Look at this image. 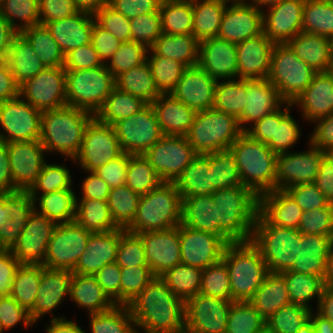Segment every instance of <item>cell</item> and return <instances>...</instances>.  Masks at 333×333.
<instances>
[{
    "label": "cell",
    "mask_w": 333,
    "mask_h": 333,
    "mask_svg": "<svg viewBox=\"0 0 333 333\" xmlns=\"http://www.w3.org/2000/svg\"><path fill=\"white\" fill-rule=\"evenodd\" d=\"M136 327L151 332L185 331V301L175 295L160 276L127 305Z\"/></svg>",
    "instance_id": "1"
},
{
    "label": "cell",
    "mask_w": 333,
    "mask_h": 333,
    "mask_svg": "<svg viewBox=\"0 0 333 333\" xmlns=\"http://www.w3.org/2000/svg\"><path fill=\"white\" fill-rule=\"evenodd\" d=\"M212 198L220 237L227 244L251 241L259 213V196L249 187L237 185L216 190Z\"/></svg>",
    "instance_id": "2"
},
{
    "label": "cell",
    "mask_w": 333,
    "mask_h": 333,
    "mask_svg": "<svg viewBox=\"0 0 333 333\" xmlns=\"http://www.w3.org/2000/svg\"><path fill=\"white\" fill-rule=\"evenodd\" d=\"M94 117L89 111L68 105L42 111L39 140L46 152L55 150L74 160L85 129Z\"/></svg>",
    "instance_id": "3"
},
{
    "label": "cell",
    "mask_w": 333,
    "mask_h": 333,
    "mask_svg": "<svg viewBox=\"0 0 333 333\" xmlns=\"http://www.w3.org/2000/svg\"><path fill=\"white\" fill-rule=\"evenodd\" d=\"M239 169L242 185L258 196L276 189L277 155L243 132L229 148Z\"/></svg>",
    "instance_id": "4"
},
{
    "label": "cell",
    "mask_w": 333,
    "mask_h": 333,
    "mask_svg": "<svg viewBox=\"0 0 333 333\" xmlns=\"http://www.w3.org/2000/svg\"><path fill=\"white\" fill-rule=\"evenodd\" d=\"M222 261L228 269L232 301H249L269 273L259 249L251 241L228 243Z\"/></svg>",
    "instance_id": "5"
},
{
    "label": "cell",
    "mask_w": 333,
    "mask_h": 333,
    "mask_svg": "<svg viewBox=\"0 0 333 333\" xmlns=\"http://www.w3.org/2000/svg\"><path fill=\"white\" fill-rule=\"evenodd\" d=\"M182 221V198L174 183L162 182L140 195L137 214L126 229L135 234L175 228Z\"/></svg>",
    "instance_id": "6"
},
{
    "label": "cell",
    "mask_w": 333,
    "mask_h": 333,
    "mask_svg": "<svg viewBox=\"0 0 333 333\" xmlns=\"http://www.w3.org/2000/svg\"><path fill=\"white\" fill-rule=\"evenodd\" d=\"M251 242L259 249L268 271L282 273L289 271L298 259L300 232L271 225L258 213Z\"/></svg>",
    "instance_id": "7"
},
{
    "label": "cell",
    "mask_w": 333,
    "mask_h": 333,
    "mask_svg": "<svg viewBox=\"0 0 333 333\" xmlns=\"http://www.w3.org/2000/svg\"><path fill=\"white\" fill-rule=\"evenodd\" d=\"M243 133L238 119L212 109L198 111L186 135L197 154L229 149Z\"/></svg>",
    "instance_id": "8"
},
{
    "label": "cell",
    "mask_w": 333,
    "mask_h": 333,
    "mask_svg": "<svg viewBox=\"0 0 333 333\" xmlns=\"http://www.w3.org/2000/svg\"><path fill=\"white\" fill-rule=\"evenodd\" d=\"M115 88V77L106 64L86 70L66 71L67 105L96 113Z\"/></svg>",
    "instance_id": "9"
},
{
    "label": "cell",
    "mask_w": 333,
    "mask_h": 333,
    "mask_svg": "<svg viewBox=\"0 0 333 333\" xmlns=\"http://www.w3.org/2000/svg\"><path fill=\"white\" fill-rule=\"evenodd\" d=\"M316 73L287 44H274L268 80L277 88L285 103H294Z\"/></svg>",
    "instance_id": "10"
},
{
    "label": "cell",
    "mask_w": 333,
    "mask_h": 333,
    "mask_svg": "<svg viewBox=\"0 0 333 333\" xmlns=\"http://www.w3.org/2000/svg\"><path fill=\"white\" fill-rule=\"evenodd\" d=\"M113 128L122 151L131 155L144 154L164 136L151 104L118 121Z\"/></svg>",
    "instance_id": "11"
},
{
    "label": "cell",
    "mask_w": 333,
    "mask_h": 333,
    "mask_svg": "<svg viewBox=\"0 0 333 333\" xmlns=\"http://www.w3.org/2000/svg\"><path fill=\"white\" fill-rule=\"evenodd\" d=\"M143 155L162 182L174 183L197 153L186 136L164 135Z\"/></svg>",
    "instance_id": "12"
},
{
    "label": "cell",
    "mask_w": 333,
    "mask_h": 333,
    "mask_svg": "<svg viewBox=\"0 0 333 333\" xmlns=\"http://www.w3.org/2000/svg\"><path fill=\"white\" fill-rule=\"evenodd\" d=\"M91 234L76 221L57 224L43 265L49 269L73 271Z\"/></svg>",
    "instance_id": "13"
},
{
    "label": "cell",
    "mask_w": 333,
    "mask_h": 333,
    "mask_svg": "<svg viewBox=\"0 0 333 333\" xmlns=\"http://www.w3.org/2000/svg\"><path fill=\"white\" fill-rule=\"evenodd\" d=\"M122 153L113 126L101 123L94 117L85 129L81 148L74 160L79 159L85 171L94 172Z\"/></svg>",
    "instance_id": "14"
},
{
    "label": "cell",
    "mask_w": 333,
    "mask_h": 333,
    "mask_svg": "<svg viewBox=\"0 0 333 333\" xmlns=\"http://www.w3.org/2000/svg\"><path fill=\"white\" fill-rule=\"evenodd\" d=\"M19 95L25 96L26 102L40 111L67 105L66 70L64 67H45L20 85Z\"/></svg>",
    "instance_id": "15"
},
{
    "label": "cell",
    "mask_w": 333,
    "mask_h": 333,
    "mask_svg": "<svg viewBox=\"0 0 333 333\" xmlns=\"http://www.w3.org/2000/svg\"><path fill=\"white\" fill-rule=\"evenodd\" d=\"M234 301L201 293L185 301V331L188 333H226L227 318Z\"/></svg>",
    "instance_id": "16"
},
{
    "label": "cell",
    "mask_w": 333,
    "mask_h": 333,
    "mask_svg": "<svg viewBox=\"0 0 333 333\" xmlns=\"http://www.w3.org/2000/svg\"><path fill=\"white\" fill-rule=\"evenodd\" d=\"M17 98L0 102V124L5 132L0 141L5 143L39 140L42 111L29 102Z\"/></svg>",
    "instance_id": "17"
},
{
    "label": "cell",
    "mask_w": 333,
    "mask_h": 333,
    "mask_svg": "<svg viewBox=\"0 0 333 333\" xmlns=\"http://www.w3.org/2000/svg\"><path fill=\"white\" fill-rule=\"evenodd\" d=\"M181 263L204 270L222 260L227 243L219 236L179 225Z\"/></svg>",
    "instance_id": "18"
},
{
    "label": "cell",
    "mask_w": 333,
    "mask_h": 333,
    "mask_svg": "<svg viewBox=\"0 0 333 333\" xmlns=\"http://www.w3.org/2000/svg\"><path fill=\"white\" fill-rule=\"evenodd\" d=\"M57 223L35 210L11 251L20 264L43 265Z\"/></svg>",
    "instance_id": "19"
},
{
    "label": "cell",
    "mask_w": 333,
    "mask_h": 333,
    "mask_svg": "<svg viewBox=\"0 0 333 333\" xmlns=\"http://www.w3.org/2000/svg\"><path fill=\"white\" fill-rule=\"evenodd\" d=\"M13 178V192L28 191L40 175L46 152L40 140L6 143Z\"/></svg>",
    "instance_id": "20"
},
{
    "label": "cell",
    "mask_w": 333,
    "mask_h": 333,
    "mask_svg": "<svg viewBox=\"0 0 333 333\" xmlns=\"http://www.w3.org/2000/svg\"><path fill=\"white\" fill-rule=\"evenodd\" d=\"M310 147L306 152L277 155L276 189L284 190L293 185L315 182L323 151L313 145Z\"/></svg>",
    "instance_id": "21"
},
{
    "label": "cell",
    "mask_w": 333,
    "mask_h": 333,
    "mask_svg": "<svg viewBox=\"0 0 333 333\" xmlns=\"http://www.w3.org/2000/svg\"><path fill=\"white\" fill-rule=\"evenodd\" d=\"M233 2L225 8L217 37L237 44L262 34L265 12L243 0Z\"/></svg>",
    "instance_id": "22"
},
{
    "label": "cell",
    "mask_w": 333,
    "mask_h": 333,
    "mask_svg": "<svg viewBox=\"0 0 333 333\" xmlns=\"http://www.w3.org/2000/svg\"><path fill=\"white\" fill-rule=\"evenodd\" d=\"M138 235L143 241L146 260L154 276H161L181 263L179 226L162 231L142 232Z\"/></svg>",
    "instance_id": "23"
},
{
    "label": "cell",
    "mask_w": 333,
    "mask_h": 333,
    "mask_svg": "<svg viewBox=\"0 0 333 333\" xmlns=\"http://www.w3.org/2000/svg\"><path fill=\"white\" fill-rule=\"evenodd\" d=\"M35 205L27 191L2 193L0 249L11 250L16 244Z\"/></svg>",
    "instance_id": "24"
},
{
    "label": "cell",
    "mask_w": 333,
    "mask_h": 333,
    "mask_svg": "<svg viewBox=\"0 0 333 333\" xmlns=\"http://www.w3.org/2000/svg\"><path fill=\"white\" fill-rule=\"evenodd\" d=\"M305 0H284L263 13V33L274 44H286L302 31Z\"/></svg>",
    "instance_id": "25"
},
{
    "label": "cell",
    "mask_w": 333,
    "mask_h": 333,
    "mask_svg": "<svg viewBox=\"0 0 333 333\" xmlns=\"http://www.w3.org/2000/svg\"><path fill=\"white\" fill-rule=\"evenodd\" d=\"M217 80L199 65L187 67L170 92L176 99L196 112L212 109Z\"/></svg>",
    "instance_id": "26"
},
{
    "label": "cell",
    "mask_w": 333,
    "mask_h": 333,
    "mask_svg": "<svg viewBox=\"0 0 333 333\" xmlns=\"http://www.w3.org/2000/svg\"><path fill=\"white\" fill-rule=\"evenodd\" d=\"M273 48L264 33L237 43L239 79H268Z\"/></svg>",
    "instance_id": "27"
},
{
    "label": "cell",
    "mask_w": 333,
    "mask_h": 333,
    "mask_svg": "<svg viewBox=\"0 0 333 333\" xmlns=\"http://www.w3.org/2000/svg\"><path fill=\"white\" fill-rule=\"evenodd\" d=\"M198 65L217 81L237 76L236 43L218 37L200 41Z\"/></svg>",
    "instance_id": "28"
},
{
    "label": "cell",
    "mask_w": 333,
    "mask_h": 333,
    "mask_svg": "<svg viewBox=\"0 0 333 333\" xmlns=\"http://www.w3.org/2000/svg\"><path fill=\"white\" fill-rule=\"evenodd\" d=\"M126 229L92 233L72 273L94 276L105 265L116 261L120 235Z\"/></svg>",
    "instance_id": "29"
},
{
    "label": "cell",
    "mask_w": 333,
    "mask_h": 333,
    "mask_svg": "<svg viewBox=\"0 0 333 333\" xmlns=\"http://www.w3.org/2000/svg\"><path fill=\"white\" fill-rule=\"evenodd\" d=\"M246 106L243 114L238 119L239 126L243 132L247 130L242 123L253 122L256 123L264 116L275 112L280 108V104L285 103L277 88L268 79H246Z\"/></svg>",
    "instance_id": "30"
},
{
    "label": "cell",
    "mask_w": 333,
    "mask_h": 333,
    "mask_svg": "<svg viewBox=\"0 0 333 333\" xmlns=\"http://www.w3.org/2000/svg\"><path fill=\"white\" fill-rule=\"evenodd\" d=\"M72 271L49 269L42 265L41 282L34 305L29 311L30 318L36 322L45 313L52 312L64 296L70 295Z\"/></svg>",
    "instance_id": "31"
},
{
    "label": "cell",
    "mask_w": 333,
    "mask_h": 333,
    "mask_svg": "<svg viewBox=\"0 0 333 333\" xmlns=\"http://www.w3.org/2000/svg\"><path fill=\"white\" fill-rule=\"evenodd\" d=\"M333 250V237L300 233L298 259L289 271L324 277L326 261Z\"/></svg>",
    "instance_id": "32"
},
{
    "label": "cell",
    "mask_w": 333,
    "mask_h": 333,
    "mask_svg": "<svg viewBox=\"0 0 333 333\" xmlns=\"http://www.w3.org/2000/svg\"><path fill=\"white\" fill-rule=\"evenodd\" d=\"M164 135L186 136L193 124L196 111L170 93H162L151 104Z\"/></svg>",
    "instance_id": "33"
},
{
    "label": "cell",
    "mask_w": 333,
    "mask_h": 333,
    "mask_svg": "<svg viewBox=\"0 0 333 333\" xmlns=\"http://www.w3.org/2000/svg\"><path fill=\"white\" fill-rule=\"evenodd\" d=\"M94 21L92 14L79 11L71 17L51 21L45 26L65 55L72 49L90 43Z\"/></svg>",
    "instance_id": "34"
},
{
    "label": "cell",
    "mask_w": 333,
    "mask_h": 333,
    "mask_svg": "<svg viewBox=\"0 0 333 333\" xmlns=\"http://www.w3.org/2000/svg\"><path fill=\"white\" fill-rule=\"evenodd\" d=\"M292 104H299L307 120L315 121L333 112V76L317 72L302 94Z\"/></svg>",
    "instance_id": "35"
},
{
    "label": "cell",
    "mask_w": 333,
    "mask_h": 333,
    "mask_svg": "<svg viewBox=\"0 0 333 333\" xmlns=\"http://www.w3.org/2000/svg\"><path fill=\"white\" fill-rule=\"evenodd\" d=\"M259 213L271 225L298 229L303 210L285 190L275 189L259 196Z\"/></svg>",
    "instance_id": "36"
},
{
    "label": "cell",
    "mask_w": 333,
    "mask_h": 333,
    "mask_svg": "<svg viewBox=\"0 0 333 333\" xmlns=\"http://www.w3.org/2000/svg\"><path fill=\"white\" fill-rule=\"evenodd\" d=\"M286 44L316 72L329 70L333 60V42L330 38L301 31Z\"/></svg>",
    "instance_id": "37"
},
{
    "label": "cell",
    "mask_w": 333,
    "mask_h": 333,
    "mask_svg": "<svg viewBox=\"0 0 333 333\" xmlns=\"http://www.w3.org/2000/svg\"><path fill=\"white\" fill-rule=\"evenodd\" d=\"M174 184L181 198L212 195L211 153L197 154Z\"/></svg>",
    "instance_id": "38"
},
{
    "label": "cell",
    "mask_w": 333,
    "mask_h": 333,
    "mask_svg": "<svg viewBox=\"0 0 333 333\" xmlns=\"http://www.w3.org/2000/svg\"><path fill=\"white\" fill-rule=\"evenodd\" d=\"M181 224L220 237V225L216 222V204L212 195L182 198Z\"/></svg>",
    "instance_id": "39"
},
{
    "label": "cell",
    "mask_w": 333,
    "mask_h": 333,
    "mask_svg": "<svg viewBox=\"0 0 333 333\" xmlns=\"http://www.w3.org/2000/svg\"><path fill=\"white\" fill-rule=\"evenodd\" d=\"M249 303L265 320L280 308L290 304L283 276L280 273L269 272Z\"/></svg>",
    "instance_id": "40"
},
{
    "label": "cell",
    "mask_w": 333,
    "mask_h": 333,
    "mask_svg": "<svg viewBox=\"0 0 333 333\" xmlns=\"http://www.w3.org/2000/svg\"><path fill=\"white\" fill-rule=\"evenodd\" d=\"M149 49L152 55L179 61L186 67L198 65L199 41L193 35L162 33Z\"/></svg>",
    "instance_id": "41"
},
{
    "label": "cell",
    "mask_w": 333,
    "mask_h": 333,
    "mask_svg": "<svg viewBox=\"0 0 333 333\" xmlns=\"http://www.w3.org/2000/svg\"><path fill=\"white\" fill-rule=\"evenodd\" d=\"M74 302L88 309L89 314L105 312L115 304L103 292L94 276L72 274L70 295Z\"/></svg>",
    "instance_id": "42"
},
{
    "label": "cell",
    "mask_w": 333,
    "mask_h": 333,
    "mask_svg": "<svg viewBox=\"0 0 333 333\" xmlns=\"http://www.w3.org/2000/svg\"><path fill=\"white\" fill-rule=\"evenodd\" d=\"M201 1V0H200ZM227 0H192L193 36L200 42L217 37Z\"/></svg>",
    "instance_id": "43"
},
{
    "label": "cell",
    "mask_w": 333,
    "mask_h": 333,
    "mask_svg": "<svg viewBox=\"0 0 333 333\" xmlns=\"http://www.w3.org/2000/svg\"><path fill=\"white\" fill-rule=\"evenodd\" d=\"M115 87L141 98L147 104H152L162 94L156 87L147 60L141 65L117 75Z\"/></svg>",
    "instance_id": "44"
},
{
    "label": "cell",
    "mask_w": 333,
    "mask_h": 333,
    "mask_svg": "<svg viewBox=\"0 0 333 333\" xmlns=\"http://www.w3.org/2000/svg\"><path fill=\"white\" fill-rule=\"evenodd\" d=\"M161 30L170 35H193L192 0H162Z\"/></svg>",
    "instance_id": "45"
},
{
    "label": "cell",
    "mask_w": 333,
    "mask_h": 333,
    "mask_svg": "<svg viewBox=\"0 0 333 333\" xmlns=\"http://www.w3.org/2000/svg\"><path fill=\"white\" fill-rule=\"evenodd\" d=\"M76 205L75 221L91 233L110 232L119 227L114 223L107 201L81 199Z\"/></svg>",
    "instance_id": "46"
},
{
    "label": "cell",
    "mask_w": 333,
    "mask_h": 333,
    "mask_svg": "<svg viewBox=\"0 0 333 333\" xmlns=\"http://www.w3.org/2000/svg\"><path fill=\"white\" fill-rule=\"evenodd\" d=\"M146 105L141 98L115 87L95 117L101 123L113 126L118 121L136 114Z\"/></svg>",
    "instance_id": "47"
},
{
    "label": "cell",
    "mask_w": 333,
    "mask_h": 333,
    "mask_svg": "<svg viewBox=\"0 0 333 333\" xmlns=\"http://www.w3.org/2000/svg\"><path fill=\"white\" fill-rule=\"evenodd\" d=\"M77 197L72 189H64L55 192L41 194L39 206L41 212L48 219L57 224L73 222L76 219Z\"/></svg>",
    "instance_id": "48"
},
{
    "label": "cell",
    "mask_w": 333,
    "mask_h": 333,
    "mask_svg": "<svg viewBox=\"0 0 333 333\" xmlns=\"http://www.w3.org/2000/svg\"><path fill=\"white\" fill-rule=\"evenodd\" d=\"M21 33L31 43L45 67L64 66L65 55L45 25L38 24L24 29Z\"/></svg>",
    "instance_id": "49"
},
{
    "label": "cell",
    "mask_w": 333,
    "mask_h": 333,
    "mask_svg": "<svg viewBox=\"0 0 333 333\" xmlns=\"http://www.w3.org/2000/svg\"><path fill=\"white\" fill-rule=\"evenodd\" d=\"M246 79L218 82L213 108L239 119L246 106Z\"/></svg>",
    "instance_id": "50"
},
{
    "label": "cell",
    "mask_w": 333,
    "mask_h": 333,
    "mask_svg": "<svg viewBox=\"0 0 333 333\" xmlns=\"http://www.w3.org/2000/svg\"><path fill=\"white\" fill-rule=\"evenodd\" d=\"M302 31L333 39V2L305 0Z\"/></svg>",
    "instance_id": "51"
},
{
    "label": "cell",
    "mask_w": 333,
    "mask_h": 333,
    "mask_svg": "<svg viewBox=\"0 0 333 333\" xmlns=\"http://www.w3.org/2000/svg\"><path fill=\"white\" fill-rule=\"evenodd\" d=\"M280 274L286 282L291 303L310 308L307 302L315 296L319 302L325 287L323 278L294 271H285Z\"/></svg>",
    "instance_id": "52"
},
{
    "label": "cell",
    "mask_w": 333,
    "mask_h": 333,
    "mask_svg": "<svg viewBox=\"0 0 333 333\" xmlns=\"http://www.w3.org/2000/svg\"><path fill=\"white\" fill-rule=\"evenodd\" d=\"M202 271V269L180 263L160 277L175 295L186 301L200 292Z\"/></svg>",
    "instance_id": "53"
},
{
    "label": "cell",
    "mask_w": 333,
    "mask_h": 333,
    "mask_svg": "<svg viewBox=\"0 0 333 333\" xmlns=\"http://www.w3.org/2000/svg\"><path fill=\"white\" fill-rule=\"evenodd\" d=\"M41 274L42 265L29 264H21L15 273L10 296L28 312L34 305Z\"/></svg>",
    "instance_id": "54"
},
{
    "label": "cell",
    "mask_w": 333,
    "mask_h": 333,
    "mask_svg": "<svg viewBox=\"0 0 333 333\" xmlns=\"http://www.w3.org/2000/svg\"><path fill=\"white\" fill-rule=\"evenodd\" d=\"M140 195L126 184L110 189L107 204L114 223L121 229H127L134 221Z\"/></svg>",
    "instance_id": "55"
},
{
    "label": "cell",
    "mask_w": 333,
    "mask_h": 333,
    "mask_svg": "<svg viewBox=\"0 0 333 333\" xmlns=\"http://www.w3.org/2000/svg\"><path fill=\"white\" fill-rule=\"evenodd\" d=\"M90 316L91 333H134L135 331V321L125 305H114L108 311Z\"/></svg>",
    "instance_id": "56"
},
{
    "label": "cell",
    "mask_w": 333,
    "mask_h": 333,
    "mask_svg": "<svg viewBox=\"0 0 333 333\" xmlns=\"http://www.w3.org/2000/svg\"><path fill=\"white\" fill-rule=\"evenodd\" d=\"M161 183V179L143 154L130 155L125 184L131 190L139 195H145Z\"/></svg>",
    "instance_id": "57"
},
{
    "label": "cell",
    "mask_w": 333,
    "mask_h": 333,
    "mask_svg": "<svg viewBox=\"0 0 333 333\" xmlns=\"http://www.w3.org/2000/svg\"><path fill=\"white\" fill-rule=\"evenodd\" d=\"M211 177L215 190L242 185L240 172L230 149L211 153Z\"/></svg>",
    "instance_id": "58"
},
{
    "label": "cell",
    "mask_w": 333,
    "mask_h": 333,
    "mask_svg": "<svg viewBox=\"0 0 333 333\" xmlns=\"http://www.w3.org/2000/svg\"><path fill=\"white\" fill-rule=\"evenodd\" d=\"M265 325L266 320L249 301H234L228 313L226 333H257Z\"/></svg>",
    "instance_id": "59"
},
{
    "label": "cell",
    "mask_w": 333,
    "mask_h": 333,
    "mask_svg": "<svg viewBox=\"0 0 333 333\" xmlns=\"http://www.w3.org/2000/svg\"><path fill=\"white\" fill-rule=\"evenodd\" d=\"M311 308L290 303L266 319V326L273 333H297L310 320Z\"/></svg>",
    "instance_id": "60"
},
{
    "label": "cell",
    "mask_w": 333,
    "mask_h": 333,
    "mask_svg": "<svg viewBox=\"0 0 333 333\" xmlns=\"http://www.w3.org/2000/svg\"><path fill=\"white\" fill-rule=\"evenodd\" d=\"M16 62L13 66V75L20 86L26 80L33 78L41 72L45 66L33 50L31 43L21 33H17Z\"/></svg>",
    "instance_id": "61"
},
{
    "label": "cell",
    "mask_w": 333,
    "mask_h": 333,
    "mask_svg": "<svg viewBox=\"0 0 333 333\" xmlns=\"http://www.w3.org/2000/svg\"><path fill=\"white\" fill-rule=\"evenodd\" d=\"M156 87L161 93H170L181 79L187 68L179 61L172 60L158 55L147 57Z\"/></svg>",
    "instance_id": "62"
},
{
    "label": "cell",
    "mask_w": 333,
    "mask_h": 333,
    "mask_svg": "<svg viewBox=\"0 0 333 333\" xmlns=\"http://www.w3.org/2000/svg\"><path fill=\"white\" fill-rule=\"evenodd\" d=\"M0 13L17 32L40 24L39 0H1ZM15 18L24 24L16 25Z\"/></svg>",
    "instance_id": "63"
},
{
    "label": "cell",
    "mask_w": 333,
    "mask_h": 333,
    "mask_svg": "<svg viewBox=\"0 0 333 333\" xmlns=\"http://www.w3.org/2000/svg\"><path fill=\"white\" fill-rule=\"evenodd\" d=\"M201 294L231 300L230 278L226 264L221 260L202 271Z\"/></svg>",
    "instance_id": "64"
},
{
    "label": "cell",
    "mask_w": 333,
    "mask_h": 333,
    "mask_svg": "<svg viewBox=\"0 0 333 333\" xmlns=\"http://www.w3.org/2000/svg\"><path fill=\"white\" fill-rule=\"evenodd\" d=\"M71 183V175L67 168L61 165L45 163L40 175L27 192L33 198V201L36 202V191L41 190L42 194H45L71 189Z\"/></svg>",
    "instance_id": "65"
},
{
    "label": "cell",
    "mask_w": 333,
    "mask_h": 333,
    "mask_svg": "<svg viewBox=\"0 0 333 333\" xmlns=\"http://www.w3.org/2000/svg\"><path fill=\"white\" fill-rule=\"evenodd\" d=\"M148 48L139 42H122L118 50L110 58V65L106 64L107 69L114 77L129 71L144 63L147 59Z\"/></svg>",
    "instance_id": "66"
},
{
    "label": "cell",
    "mask_w": 333,
    "mask_h": 333,
    "mask_svg": "<svg viewBox=\"0 0 333 333\" xmlns=\"http://www.w3.org/2000/svg\"><path fill=\"white\" fill-rule=\"evenodd\" d=\"M115 262L120 268L148 266L145 247L138 234L125 230L120 235Z\"/></svg>",
    "instance_id": "67"
},
{
    "label": "cell",
    "mask_w": 333,
    "mask_h": 333,
    "mask_svg": "<svg viewBox=\"0 0 333 333\" xmlns=\"http://www.w3.org/2000/svg\"><path fill=\"white\" fill-rule=\"evenodd\" d=\"M154 277L149 266L121 268V305L127 306Z\"/></svg>",
    "instance_id": "68"
},
{
    "label": "cell",
    "mask_w": 333,
    "mask_h": 333,
    "mask_svg": "<svg viewBox=\"0 0 333 333\" xmlns=\"http://www.w3.org/2000/svg\"><path fill=\"white\" fill-rule=\"evenodd\" d=\"M300 233L333 237V205L303 211L298 226Z\"/></svg>",
    "instance_id": "69"
},
{
    "label": "cell",
    "mask_w": 333,
    "mask_h": 333,
    "mask_svg": "<svg viewBox=\"0 0 333 333\" xmlns=\"http://www.w3.org/2000/svg\"><path fill=\"white\" fill-rule=\"evenodd\" d=\"M131 41L144 44L148 49L162 34L160 12L146 13L130 19Z\"/></svg>",
    "instance_id": "70"
},
{
    "label": "cell",
    "mask_w": 333,
    "mask_h": 333,
    "mask_svg": "<svg viewBox=\"0 0 333 333\" xmlns=\"http://www.w3.org/2000/svg\"><path fill=\"white\" fill-rule=\"evenodd\" d=\"M95 22L121 42L131 41L130 19L109 4L94 15Z\"/></svg>",
    "instance_id": "71"
},
{
    "label": "cell",
    "mask_w": 333,
    "mask_h": 333,
    "mask_svg": "<svg viewBox=\"0 0 333 333\" xmlns=\"http://www.w3.org/2000/svg\"><path fill=\"white\" fill-rule=\"evenodd\" d=\"M299 126L288 113L280 122H275L274 137L267 146L276 154L286 153L299 139Z\"/></svg>",
    "instance_id": "72"
},
{
    "label": "cell",
    "mask_w": 333,
    "mask_h": 333,
    "mask_svg": "<svg viewBox=\"0 0 333 333\" xmlns=\"http://www.w3.org/2000/svg\"><path fill=\"white\" fill-rule=\"evenodd\" d=\"M303 211L325 207L328 202L315 183H302L284 189Z\"/></svg>",
    "instance_id": "73"
},
{
    "label": "cell",
    "mask_w": 333,
    "mask_h": 333,
    "mask_svg": "<svg viewBox=\"0 0 333 333\" xmlns=\"http://www.w3.org/2000/svg\"><path fill=\"white\" fill-rule=\"evenodd\" d=\"M104 65L91 43L70 50L65 54L66 71L86 70Z\"/></svg>",
    "instance_id": "74"
},
{
    "label": "cell",
    "mask_w": 333,
    "mask_h": 333,
    "mask_svg": "<svg viewBox=\"0 0 333 333\" xmlns=\"http://www.w3.org/2000/svg\"><path fill=\"white\" fill-rule=\"evenodd\" d=\"M19 321H23L26 327L34 323L30 318L29 312L13 297H0V333L4 329H10Z\"/></svg>",
    "instance_id": "75"
},
{
    "label": "cell",
    "mask_w": 333,
    "mask_h": 333,
    "mask_svg": "<svg viewBox=\"0 0 333 333\" xmlns=\"http://www.w3.org/2000/svg\"><path fill=\"white\" fill-rule=\"evenodd\" d=\"M94 277L108 298L115 305H121V268L118 264L105 265Z\"/></svg>",
    "instance_id": "76"
},
{
    "label": "cell",
    "mask_w": 333,
    "mask_h": 333,
    "mask_svg": "<svg viewBox=\"0 0 333 333\" xmlns=\"http://www.w3.org/2000/svg\"><path fill=\"white\" fill-rule=\"evenodd\" d=\"M130 155L123 152L117 158L99 167L94 173L101 177L110 188L122 186L126 182Z\"/></svg>",
    "instance_id": "77"
},
{
    "label": "cell",
    "mask_w": 333,
    "mask_h": 333,
    "mask_svg": "<svg viewBox=\"0 0 333 333\" xmlns=\"http://www.w3.org/2000/svg\"><path fill=\"white\" fill-rule=\"evenodd\" d=\"M78 12L73 0H39L41 25L71 17Z\"/></svg>",
    "instance_id": "78"
},
{
    "label": "cell",
    "mask_w": 333,
    "mask_h": 333,
    "mask_svg": "<svg viewBox=\"0 0 333 333\" xmlns=\"http://www.w3.org/2000/svg\"><path fill=\"white\" fill-rule=\"evenodd\" d=\"M287 107L284 111L279 108L275 112L264 116L253 124V128H247L245 133L251 138L267 144L274 137L275 122H280L289 113L290 110Z\"/></svg>",
    "instance_id": "79"
},
{
    "label": "cell",
    "mask_w": 333,
    "mask_h": 333,
    "mask_svg": "<svg viewBox=\"0 0 333 333\" xmlns=\"http://www.w3.org/2000/svg\"><path fill=\"white\" fill-rule=\"evenodd\" d=\"M90 43L105 64V60L110 59L114 55L122 42L94 21Z\"/></svg>",
    "instance_id": "80"
}]
</instances>
